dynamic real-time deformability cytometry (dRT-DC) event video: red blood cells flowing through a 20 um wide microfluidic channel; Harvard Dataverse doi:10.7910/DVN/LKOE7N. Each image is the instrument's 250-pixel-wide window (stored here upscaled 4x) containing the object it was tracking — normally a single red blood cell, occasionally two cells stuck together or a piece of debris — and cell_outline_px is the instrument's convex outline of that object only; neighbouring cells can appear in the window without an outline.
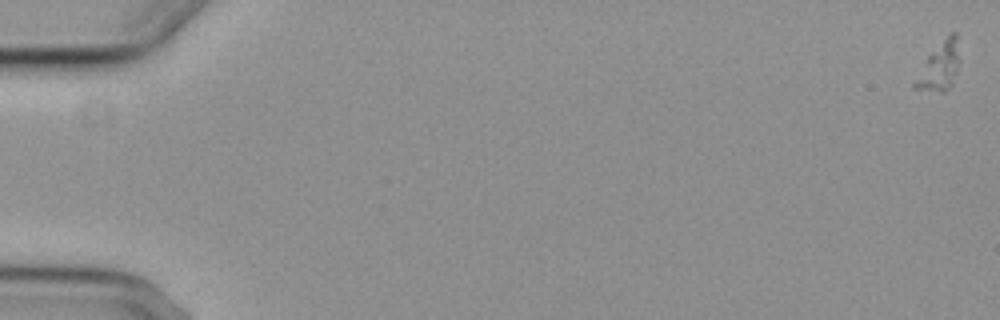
{"species": "common noctule bat (a hibernating species)", "species_latin": "Nyctalus noctula", "temperature_condition": "cold", "stored_images_in_passage": 6, "camera_frame_rate_fps": 3000, "um_per_image_px": 0.085, "animal": {"sex": "female", "body_mass_g": 29.2, "forearm_length_mm": 56.3}, "frame": {"image": 1, "passage_image": 1, "time_ms": 0.0, "image_size_px": [1000, 320], "cell_outline_px": [[956, 72], [952, 84], [944, 92], [940, 92], [912, 88], [912, 84], [928, 56], [952, 32], [956, 32]], "centroid_in_image_um": [79.79, 5.74], "position_along_channel_um": 5.2, "area_um2": 11.56}}